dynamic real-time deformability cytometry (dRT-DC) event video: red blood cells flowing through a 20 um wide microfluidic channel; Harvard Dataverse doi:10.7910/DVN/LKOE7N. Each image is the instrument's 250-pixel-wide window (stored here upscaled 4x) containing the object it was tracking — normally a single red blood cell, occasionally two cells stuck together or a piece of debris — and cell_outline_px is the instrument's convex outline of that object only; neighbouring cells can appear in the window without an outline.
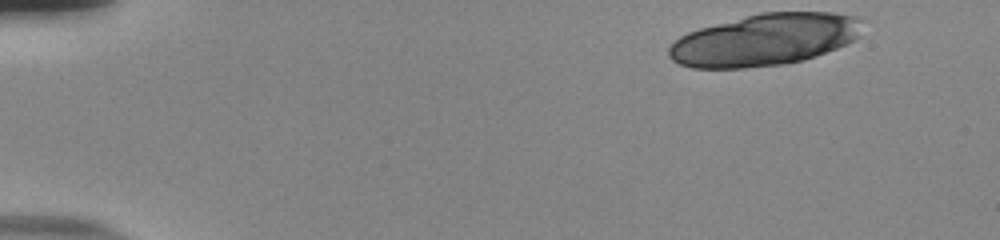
{"species": "human", "species_latin": "Homo sapiens", "temperature_condition": "room temperature", "stored_images_in_passage": 17, "camera_frame_rate_fps": 3000, "um_per_image_px": 0.085, "donor": {"sex": "male"}, "frame": {"image": 1, "passage_image": 1, "time_ms": 0.0, "image_size_px": [1000, 240], "cell_outline_px": [[860, 36], [836, 48], [804, 60], [780, 64], [744, 68], [692, 68], [680, 64], [672, 60], [668, 56], [668, 48], [680, 36], [688, 32], [700, 28], [760, 12], [832, 12], [852, 16], [856, 20]], "centroid_in_image_um": [64.92, 3.39], "position_along_channel_um": 20.1, "area_um2": 57.74}}